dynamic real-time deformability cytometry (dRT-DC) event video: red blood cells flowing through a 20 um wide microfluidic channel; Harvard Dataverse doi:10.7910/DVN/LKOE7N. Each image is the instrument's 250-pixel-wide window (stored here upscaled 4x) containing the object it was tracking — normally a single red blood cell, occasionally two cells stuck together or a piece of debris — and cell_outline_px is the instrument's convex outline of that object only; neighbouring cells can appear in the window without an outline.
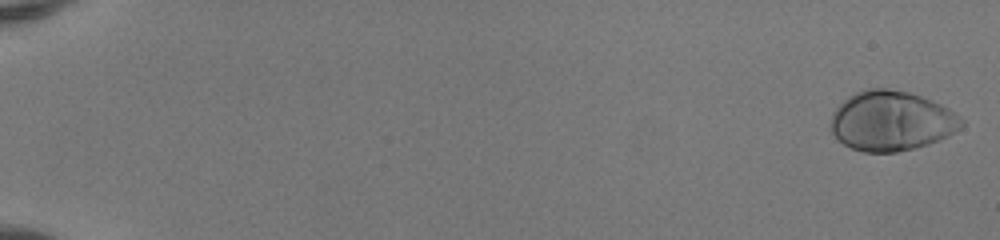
{"species": "human", "species_latin": "Homo sapiens", "temperature_condition": "room temperature", "stored_images_in_passage": 11, "camera_frame_rate_fps": 3000, "um_per_image_px": 0.085, "donor": {"sex": "female"}, "frame": {"image": 1, "passage_image": 1, "time_ms": 0.0, "image_size_px": [1000, 240], "cell_outline_px": [[964, 124], [960, 128], [948, 136], [928, 144], [916, 148], [896, 152], [864, 152], [852, 148], [844, 144], [832, 132], [832, 116], [836, 108], [848, 96], [864, 88], [888, 88], [908, 92], [920, 96], [940, 104], [948, 108], [964, 120]], "centroid_in_image_um": [75.78, 10.28], "position_along_channel_um": 9.2, "area_um2": 45.32}}